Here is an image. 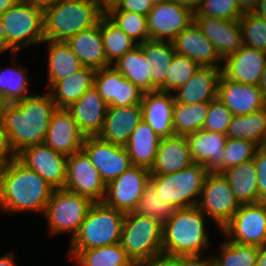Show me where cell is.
Here are the masks:
<instances>
[{
  "instance_id": "1",
  "label": "cell",
  "mask_w": 266,
  "mask_h": 266,
  "mask_svg": "<svg viewBox=\"0 0 266 266\" xmlns=\"http://www.w3.org/2000/svg\"><path fill=\"white\" fill-rule=\"evenodd\" d=\"M56 109L49 92L3 104L1 122L16 156L27 147L44 143L51 116Z\"/></svg>"
},
{
  "instance_id": "2",
  "label": "cell",
  "mask_w": 266,
  "mask_h": 266,
  "mask_svg": "<svg viewBox=\"0 0 266 266\" xmlns=\"http://www.w3.org/2000/svg\"><path fill=\"white\" fill-rule=\"evenodd\" d=\"M54 189L17 157L0 169V211L44 214Z\"/></svg>"
},
{
  "instance_id": "3",
  "label": "cell",
  "mask_w": 266,
  "mask_h": 266,
  "mask_svg": "<svg viewBox=\"0 0 266 266\" xmlns=\"http://www.w3.org/2000/svg\"><path fill=\"white\" fill-rule=\"evenodd\" d=\"M205 214L197 207L176 209L172 218L163 225V252L175 256L203 255L209 247Z\"/></svg>"
},
{
  "instance_id": "4",
  "label": "cell",
  "mask_w": 266,
  "mask_h": 266,
  "mask_svg": "<svg viewBox=\"0 0 266 266\" xmlns=\"http://www.w3.org/2000/svg\"><path fill=\"white\" fill-rule=\"evenodd\" d=\"M104 14L96 0H61L44 11L45 40L66 41L97 25Z\"/></svg>"
},
{
  "instance_id": "5",
  "label": "cell",
  "mask_w": 266,
  "mask_h": 266,
  "mask_svg": "<svg viewBox=\"0 0 266 266\" xmlns=\"http://www.w3.org/2000/svg\"><path fill=\"white\" fill-rule=\"evenodd\" d=\"M125 213L102 202H94L69 251H82L120 243Z\"/></svg>"
},
{
  "instance_id": "6",
  "label": "cell",
  "mask_w": 266,
  "mask_h": 266,
  "mask_svg": "<svg viewBox=\"0 0 266 266\" xmlns=\"http://www.w3.org/2000/svg\"><path fill=\"white\" fill-rule=\"evenodd\" d=\"M5 30V51L11 55L27 46L43 43L44 11L23 0H18L0 16Z\"/></svg>"
},
{
  "instance_id": "7",
  "label": "cell",
  "mask_w": 266,
  "mask_h": 266,
  "mask_svg": "<svg viewBox=\"0 0 266 266\" xmlns=\"http://www.w3.org/2000/svg\"><path fill=\"white\" fill-rule=\"evenodd\" d=\"M208 174L202 164L193 163L173 174L150 175L149 182L169 205L188 208L197 206Z\"/></svg>"
},
{
  "instance_id": "8",
  "label": "cell",
  "mask_w": 266,
  "mask_h": 266,
  "mask_svg": "<svg viewBox=\"0 0 266 266\" xmlns=\"http://www.w3.org/2000/svg\"><path fill=\"white\" fill-rule=\"evenodd\" d=\"M163 225L158 221L136 214L125 213L120 245L133 263L163 252Z\"/></svg>"
},
{
  "instance_id": "9",
  "label": "cell",
  "mask_w": 266,
  "mask_h": 266,
  "mask_svg": "<svg viewBox=\"0 0 266 266\" xmlns=\"http://www.w3.org/2000/svg\"><path fill=\"white\" fill-rule=\"evenodd\" d=\"M93 204L85 196L64 188L54 189L43 215L49 225L48 232L54 235L70 232L72 240Z\"/></svg>"
},
{
  "instance_id": "10",
  "label": "cell",
  "mask_w": 266,
  "mask_h": 266,
  "mask_svg": "<svg viewBox=\"0 0 266 266\" xmlns=\"http://www.w3.org/2000/svg\"><path fill=\"white\" fill-rule=\"evenodd\" d=\"M197 207L217 224L220 231L232 219L241 204L222 173H209Z\"/></svg>"
},
{
  "instance_id": "11",
  "label": "cell",
  "mask_w": 266,
  "mask_h": 266,
  "mask_svg": "<svg viewBox=\"0 0 266 266\" xmlns=\"http://www.w3.org/2000/svg\"><path fill=\"white\" fill-rule=\"evenodd\" d=\"M221 231L229 241L263 245L266 242V202L242 204Z\"/></svg>"
},
{
  "instance_id": "12",
  "label": "cell",
  "mask_w": 266,
  "mask_h": 266,
  "mask_svg": "<svg viewBox=\"0 0 266 266\" xmlns=\"http://www.w3.org/2000/svg\"><path fill=\"white\" fill-rule=\"evenodd\" d=\"M150 170L132 165L106 185L103 202L124 213L133 212L149 183Z\"/></svg>"
},
{
  "instance_id": "13",
  "label": "cell",
  "mask_w": 266,
  "mask_h": 266,
  "mask_svg": "<svg viewBox=\"0 0 266 266\" xmlns=\"http://www.w3.org/2000/svg\"><path fill=\"white\" fill-rule=\"evenodd\" d=\"M82 150L106 185L133 165L124 146L103 141L98 136L84 137Z\"/></svg>"
},
{
  "instance_id": "14",
  "label": "cell",
  "mask_w": 266,
  "mask_h": 266,
  "mask_svg": "<svg viewBox=\"0 0 266 266\" xmlns=\"http://www.w3.org/2000/svg\"><path fill=\"white\" fill-rule=\"evenodd\" d=\"M64 189L93 202H102L105 197L106 184L83 150L68 156Z\"/></svg>"
},
{
  "instance_id": "15",
  "label": "cell",
  "mask_w": 266,
  "mask_h": 266,
  "mask_svg": "<svg viewBox=\"0 0 266 266\" xmlns=\"http://www.w3.org/2000/svg\"><path fill=\"white\" fill-rule=\"evenodd\" d=\"M146 17L150 39L171 42L194 21V12L167 0L153 4Z\"/></svg>"
},
{
  "instance_id": "16",
  "label": "cell",
  "mask_w": 266,
  "mask_h": 266,
  "mask_svg": "<svg viewBox=\"0 0 266 266\" xmlns=\"http://www.w3.org/2000/svg\"><path fill=\"white\" fill-rule=\"evenodd\" d=\"M16 157L53 189L64 188L68 156L42 143L25 148Z\"/></svg>"
},
{
  "instance_id": "17",
  "label": "cell",
  "mask_w": 266,
  "mask_h": 266,
  "mask_svg": "<svg viewBox=\"0 0 266 266\" xmlns=\"http://www.w3.org/2000/svg\"><path fill=\"white\" fill-rule=\"evenodd\" d=\"M93 86L108 107H125L141 103L143 92L113 66L97 70Z\"/></svg>"
},
{
  "instance_id": "18",
  "label": "cell",
  "mask_w": 266,
  "mask_h": 266,
  "mask_svg": "<svg viewBox=\"0 0 266 266\" xmlns=\"http://www.w3.org/2000/svg\"><path fill=\"white\" fill-rule=\"evenodd\" d=\"M218 99L233 115H247L266 107V96L257 85H247L221 75Z\"/></svg>"
},
{
  "instance_id": "19",
  "label": "cell",
  "mask_w": 266,
  "mask_h": 266,
  "mask_svg": "<svg viewBox=\"0 0 266 266\" xmlns=\"http://www.w3.org/2000/svg\"><path fill=\"white\" fill-rule=\"evenodd\" d=\"M84 137L67 108H57L51 116L44 144L70 156L82 150Z\"/></svg>"
},
{
  "instance_id": "20",
  "label": "cell",
  "mask_w": 266,
  "mask_h": 266,
  "mask_svg": "<svg viewBox=\"0 0 266 266\" xmlns=\"http://www.w3.org/2000/svg\"><path fill=\"white\" fill-rule=\"evenodd\" d=\"M222 75L235 82L257 85L266 63V52L242 46L223 60Z\"/></svg>"
},
{
  "instance_id": "21",
  "label": "cell",
  "mask_w": 266,
  "mask_h": 266,
  "mask_svg": "<svg viewBox=\"0 0 266 266\" xmlns=\"http://www.w3.org/2000/svg\"><path fill=\"white\" fill-rule=\"evenodd\" d=\"M186 137L194 163L202 164L209 173L224 171L223 152L228 139L226 134L201 129Z\"/></svg>"
},
{
  "instance_id": "22",
  "label": "cell",
  "mask_w": 266,
  "mask_h": 266,
  "mask_svg": "<svg viewBox=\"0 0 266 266\" xmlns=\"http://www.w3.org/2000/svg\"><path fill=\"white\" fill-rule=\"evenodd\" d=\"M177 54L185 55L202 66L221 68L219 57L214 44L204 36L201 29L193 21L187 28L182 30L172 41Z\"/></svg>"
},
{
  "instance_id": "23",
  "label": "cell",
  "mask_w": 266,
  "mask_h": 266,
  "mask_svg": "<svg viewBox=\"0 0 266 266\" xmlns=\"http://www.w3.org/2000/svg\"><path fill=\"white\" fill-rule=\"evenodd\" d=\"M175 96L172 92L151 91L143 93L142 117L160 138L174 136L173 109Z\"/></svg>"
},
{
  "instance_id": "24",
  "label": "cell",
  "mask_w": 266,
  "mask_h": 266,
  "mask_svg": "<svg viewBox=\"0 0 266 266\" xmlns=\"http://www.w3.org/2000/svg\"><path fill=\"white\" fill-rule=\"evenodd\" d=\"M108 105L92 86L67 110L72 114L79 131L86 136H98L101 132Z\"/></svg>"
},
{
  "instance_id": "25",
  "label": "cell",
  "mask_w": 266,
  "mask_h": 266,
  "mask_svg": "<svg viewBox=\"0 0 266 266\" xmlns=\"http://www.w3.org/2000/svg\"><path fill=\"white\" fill-rule=\"evenodd\" d=\"M142 120L141 104L108 107L104 125L98 137L114 145L125 146L131 133Z\"/></svg>"
},
{
  "instance_id": "26",
  "label": "cell",
  "mask_w": 266,
  "mask_h": 266,
  "mask_svg": "<svg viewBox=\"0 0 266 266\" xmlns=\"http://www.w3.org/2000/svg\"><path fill=\"white\" fill-rule=\"evenodd\" d=\"M193 163L186 136L161 138L150 175L173 174Z\"/></svg>"
},
{
  "instance_id": "27",
  "label": "cell",
  "mask_w": 266,
  "mask_h": 266,
  "mask_svg": "<svg viewBox=\"0 0 266 266\" xmlns=\"http://www.w3.org/2000/svg\"><path fill=\"white\" fill-rule=\"evenodd\" d=\"M222 69L202 66L192 78L176 90L175 101L187 104L210 102L218 98V83Z\"/></svg>"
},
{
  "instance_id": "28",
  "label": "cell",
  "mask_w": 266,
  "mask_h": 266,
  "mask_svg": "<svg viewBox=\"0 0 266 266\" xmlns=\"http://www.w3.org/2000/svg\"><path fill=\"white\" fill-rule=\"evenodd\" d=\"M66 43L80 59L83 67L95 71L111 66L107 60L100 32V20L94 27L69 37Z\"/></svg>"
},
{
  "instance_id": "29",
  "label": "cell",
  "mask_w": 266,
  "mask_h": 266,
  "mask_svg": "<svg viewBox=\"0 0 266 266\" xmlns=\"http://www.w3.org/2000/svg\"><path fill=\"white\" fill-rule=\"evenodd\" d=\"M161 138L150 125L142 120L131 133L124 146L132 164L151 170Z\"/></svg>"
},
{
  "instance_id": "30",
  "label": "cell",
  "mask_w": 266,
  "mask_h": 266,
  "mask_svg": "<svg viewBox=\"0 0 266 266\" xmlns=\"http://www.w3.org/2000/svg\"><path fill=\"white\" fill-rule=\"evenodd\" d=\"M95 70L83 67L67 78L58 80L49 89L57 108H68L94 84Z\"/></svg>"
},
{
  "instance_id": "31",
  "label": "cell",
  "mask_w": 266,
  "mask_h": 266,
  "mask_svg": "<svg viewBox=\"0 0 266 266\" xmlns=\"http://www.w3.org/2000/svg\"><path fill=\"white\" fill-rule=\"evenodd\" d=\"M127 80H130L143 93L157 91L151 79L150 67L139 45L126 52L112 64Z\"/></svg>"
},
{
  "instance_id": "32",
  "label": "cell",
  "mask_w": 266,
  "mask_h": 266,
  "mask_svg": "<svg viewBox=\"0 0 266 266\" xmlns=\"http://www.w3.org/2000/svg\"><path fill=\"white\" fill-rule=\"evenodd\" d=\"M222 174L241 205L258 203V178L253 159L226 169Z\"/></svg>"
},
{
  "instance_id": "33",
  "label": "cell",
  "mask_w": 266,
  "mask_h": 266,
  "mask_svg": "<svg viewBox=\"0 0 266 266\" xmlns=\"http://www.w3.org/2000/svg\"><path fill=\"white\" fill-rule=\"evenodd\" d=\"M48 42V87L58 80L67 78L83 68L80 59L66 41L44 40Z\"/></svg>"
},
{
  "instance_id": "34",
  "label": "cell",
  "mask_w": 266,
  "mask_h": 266,
  "mask_svg": "<svg viewBox=\"0 0 266 266\" xmlns=\"http://www.w3.org/2000/svg\"><path fill=\"white\" fill-rule=\"evenodd\" d=\"M226 136L266 146V107L247 115H233Z\"/></svg>"
},
{
  "instance_id": "35",
  "label": "cell",
  "mask_w": 266,
  "mask_h": 266,
  "mask_svg": "<svg viewBox=\"0 0 266 266\" xmlns=\"http://www.w3.org/2000/svg\"><path fill=\"white\" fill-rule=\"evenodd\" d=\"M138 45L152 65L150 67L152 83L159 89L165 83L167 69L176 53L172 42L149 39Z\"/></svg>"
},
{
  "instance_id": "36",
  "label": "cell",
  "mask_w": 266,
  "mask_h": 266,
  "mask_svg": "<svg viewBox=\"0 0 266 266\" xmlns=\"http://www.w3.org/2000/svg\"><path fill=\"white\" fill-rule=\"evenodd\" d=\"M79 266H133L120 243L82 251H69Z\"/></svg>"
},
{
  "instance_id": "37",
  "label": "cell",
  "mask_w": 266,
  "mask_h": 266,
  "mask_svg": "<svg viewBox=\"0 0 266 266\" xmlns=\"http://www.w3.org/2000/svg\"><path fill=\"white\" fill-rule=\"evenodd\" d=\"M209 102L187 104L175 101L173 130L177 136H187L203 129L208 114Z\"/></svg>"
},
{
  "instance_id": "38",
  "label": "cell",
  "mask_w": 266,
  "mask_h": 266,
  "mask_svg": "<svg viewBox=\"0 0 266 266\" xmlns=\"http://www.w3.org/2000/svg\"><path fill=\"white\" fill-rule=\"evenodd\" d=\"M100 32L106 60L110 65L138 45L105 14L100 18Z\"/></svg>"
},
{
  "instance_id": "39",
  "label": "cell",
  "mask_w": 266,
  "mask_h": 266,
  "mask_svg": "<svg viewBox=\"0 0 266 266\" xmlns=\"http://www.w3.org/2000/svg\"><path fill=\"white\" fill-rule=\"evenodd\" d=\"M8 67L5 70L0 69V99L3 104H11L24 100L31 94H28L27 68L23 66Z\"/></svg>"
},
{
  "instance_id": "40",
  "label": "cell",
  "mask_w": 266,
  "mask_h": 266,
  "mask_svg": "<svg viewBox=\"0 0 266 266\" xmlns=\"http://www.w3.org/2000/svg\"><path fill=\"white\" fill-rule=\"evenodd\" d=\"M220 255L212 256L214 266H256L259 246L224 241Z\"/></svg>"
},
{
  "instance_id": "41",
  "label": "cell",
  "mask_w": 266,
  "mask_h": 266,
  "mask_svg": "<svg viewBox=\"0 0 266 266\" xmlns=\"http://www.w3.org/2000/svg\"><path fill=\"white\" fill-rule=\"evenodd\" d=\"M175 211L176 208L169 205L160 194H157L150 182L145 186L143 195L134 210L136 214L150 217L161 225H165L172 218Z\"/></svg>"
},
{
  "instance_id": "42",
  "label": "cell",
  "mask_w": 266,
  "mask_h": 266,
  "mask_svg": "<svg viewBox=\"0 0 266 266\" xmlns=\"http://www.w3.org/2000/svg\"><path fill=\"white\" fill-rule=\"evenodd\" d=\"M105 15L135 43L140 44L150 39L146 16L128 11H106Z\"/></svg>"
},
{
  "instance_id": "43",
  "label": "cell",
  "mask_w": 266,
  "mask_h": 266,
  "mask_svg": "<svg viewBox=\"0 0 266 266\" xmlns=\"http://www.w3.org/2000/svg\"><path fill=\"white\" fill-rule=\"evenodd\" d=\"M199 67L200 66L189 57L175 53L167 69L165 83L158 90L164 92L172 91L175 93L177 89L192 78Z\"/></svg>"
},
{
  "instance_id": "44",
  "label": "cell",
  "mask_w": 266,
  "mask_h": 266,
  "mask_svg": "<svg viewBox=\"0 0 266 266\" xmlns=\"http://www.w3.org/2000/svg\"><path fill=\"white\" fill-rule=\"evenodd\" d=\"M243 45L266 52V20L254 12L239 18Z\"/></svg>"
},
{
  "instance_id": "45",
  "label": "cell",
  "mask_w": 266,
  "mask_h": 266,
  "mask_svg": "<svg viewBox=\"0 0 266 266\" xmlns=\"http://www.w3.org/2000/svg\"><path fill=\"white\" fill-rule=\"evenodd\" d=\"M258 145L251 140L228 138L224 152V170L254 158Z\"/></svg>"
},
{
  "instance_id": "46",
  "label": "cell",
  "mask_w": 266,
  "mask_h": 266,
  "mask_svg": "<svg viewBox=\"0 0 266 266\" xmlns=\"http://www.w3.org/2000/svg\"><path fill=\"white\" fill-rule=\"evenodd\" d=\"M243 15L238 0H202L194 16H210L222 20H239Z\"/></svg>"
},
{
  "instance_id": "47",
  "label": "cell",
  "mask_w": 266,
  "mask_h": 266,
  "mask_svg": "<svg viewBox=\"0 0 266 266\" xmlns=\"http://www.w3.org/2000/svg\"><path fill=\"white\" fill-rule=\"evenodd\" d=\"M243 46L242 31L239 20H222L221 44L215 49L224 60Z\"/></svg>"
},
{
  "instance_id": "48",
  "label": "cell",
  "mask_w": 266,
  "mask_h": 266,
  "mask_svg": "<svg viewBox=\"0 0 266 266\" xmlns=\"http://www.w3.org/2000/svg\"><path fill=\"white\" fill-rule=\"evenodd\" d=\"M232 117L231 111L218 98L210 101L203 130L226 134Z\"/></svg>"
},
{
  "instance_id": "49",
  "label": "cell",
  "mask_w": 266,
  "mask_h": 266,
  "mask_svg": "<svg viewBox=\"0 0 266 266\" xmlns=\"http://www.w3.org/2000/svg\"><path fill=\"white\" fill-rule=\"evenodd\" d=\"M194 22L201 29L204 36L214 44L216 49L221 44L222 19L210 16H194Z\"/></svg>"
},
{
  "instance_id": "50",
  "label": "cell",
  "mask_w": 266,
  "mask_h": 266,
  "mask_svg": "<svg viewBox=\"0 0 266 266\" xmlns=\"http://www.w3.org/2000/svg\"><path fill=\"white\" fill-rule=\"evenodd\" d=\"M258 178V203L266 202V146H260L253 158Z\"/></svg>"
},
{
  "instance_id": "51",
  "label": "cell",
  "mask_w": 266,
  "mask_h": 266,
  "mask_svg": "<svg viewBox=\"0 0 266 266\" xmlns=\"http://www.w3.org/2000/svg\"><path fill=\"white\" fill-rule=\"evenodd\" d=\"M152 7L153 4L150 0H120L107 11H128L147 16Z\"/></svg>"
},
{
  "instance_id": "52",
  "label": "cell",
  "mask_w": 266,
  "mask_h": 266,
  "mask_svg": "<svg viewBox=\"0 0 266 266\" xmlns=\"http://www.w3.org/2000/svg\"><path fill=\"white\" fill-rule=\"evenodd\" d=\"M133 266H178V256L161 252L148 259L135 262Z\"/></svg>"
},
{
  "instance_id": "53",
  "label": "cell",
  "mask_w": 266,
  "mask_h": 266,
  "mask_svg": "<svg viewBox=\"0 0 266 266\" xmlns=\"http://www.w3.org/2000/svg\"><path fill=\"white\" fill-rule=\"evenodd\" d=\"M15 157L16 155L10 148L0 119V169L7 166Z\"/></svg>"
},
{
  "instance_id": "54",
  "label": "cell",
  "mask_w": 266,
  "mask_h": 266,
  "mask_svg": "<svg viewBox=\"0 0 266 266\" xmlns=\"http://www.w3.org/2000/svg\"><path fill=\"white\" fill-rule=\"evenodd\" d=\"M202 255L178 256V266H214L212 257Z\"/></svg>"
},
{
  "instance_id": "55",
  "label": "cell",
  "mask_w": 266,
  "mask_h": 266,
  "mask_svg": "<svg viewBox=\"0 0 266 266\" xmlns=\"http://www.w3.org/2000/svg\"><path fill=\"white\" fill-rule=\"evenodd\" d=\"M240 11L244 13L254 12L259 4V0H238Z\"/></svg>"
},
{
  "instance_id": "56",
  "label": "cell",
  "mask_w": 266,
  "mask_h": 266,
  "mask_svg": "<svg viewBox=\"0 0 266 266\" xmlns=\"http://www.w3.org/2000/svg\"><path fill=\"white\" fill-rule=\"evenodd\" d=\"M23 1L28 2L34 7L45 11L47 8L52 7L53 5H56L61 0H23Z\"/></svg>"
},
{
  "instance_id": "57",
  "label": "cell",
  "mask_w": 266,
  "mask_h": 266,
  "mask_svg": "<svg viewBox=\"0 0 266 266\" xmlns=\"http://www.w3.org/2000/svg\"><path fill=\"white\" fill-rule=\"evenodd\" d=\"M170 1H172L178 5H182L184 7H187L192 12L195 13L202 0H170Z\"/></svg>"
},
{
  "instance_id": "58",
  "label": "cell",
  "mask_w": 266,
  "mask_h": 266,
  "mask_svg": "<svg viewBox=\"0 0 266 266\" xmlns=\"http://www.w3.org/2000/svg\"><path fill=\"white\" fill-rule=\"evenodd\" d=\"M256 266H266V242L263 245L259 246V254Z\"/></svg>"
},
{
  "instance_id": "59",
  "label": "cell",
  "mask_w": 266,
  "mask_h": 266,
  "mask_svg": "<svg viewBox=\"0 0 266 266\" xmlns=\"http://www.w3.org/2000/svg\"><path fill=\"white\" fill-rule=\"evenodd\" d=\"M14 254H7L0 257V266H17L14 259Z\"/></svg>"
},
{
  "instance_id": "60",
  "label": "cell",
  "mask_w": 266,
  "mask_h": 266,
  "mask_svg": "<svg viewBox=\"0 0 266 266\" xmlns=\"http://www.w3.org/2000/svg\"><path fill=\"white\" fill-rule=\"evenodd\" d=\"M100 8L106 12L110 7L115 6L120 0H96Z\"/></svg>"
},
{
  "instance_id": "61",
  "label": "cell",
  "mask_w": 266,
  "mask_h": 266,
  "mask_svg": "<svg viewBox=\"0 0 266 266\" xmlns=\"http://www.w3.org/2000/svg\"><path fill=\"white\" fill-rule=\"evenodd\" d=\"M18 0H0V16L10 9Z\"/></svg>"
},
{
  "instance_id": "62",
  "label": "cell",
  "mask_w": 266,
  "mask_h": 266,
  "mask_svg": "<svg viewBox=\"0 0 266 266\" xmlns=\"http://www.w3.org/2000/svg\"><path fill=\"white\" fill-rule=\"evenodd\" d=\"M254 13L266 20V0H259L258 7Z\"/></svg>"
},
{
  "instance_id": "63",
  "label": "cell",
  "mask_w": 266,
  "mask_h": 266,
  "mask_svg": "<svg viewBox=\"0 0 266 266\" xmlns=\"http://www.w3.org/2000/svg\"><path fill=\"white\" fill-rule=\"evenodd\" d=\"M258 87L261 92L266 96V63Z\"/></svg>"
},
{
  "instance_id": "64",
  "label": "cell",
  "mask_w": 266,
  "mask_h": 266,
  "mask_svg": "<svg viewBox=\"0 0 266 266\" xmlns=\"http://www.w3.org/2000/svg\"><path fill=\"white\" fill-rule=\"evenodd\" d=\"M5 51V30L0 19V54Z\"/></svg>"
},
{
  "instance_id": "65",
  "label": "cell",
  "mask_w": 266,
  "mask_h": 266,
  "mask_svg": "<svg viewBox=\"0 0 266 266\" xmlns=\"http://www.w3.org/2000/svg\"><path fill=\"white\" fill-rule=\"evenodd\" d=\"M152 2V4H157V3H161L167 0H150Z\"/></svg>"
},
{
  "instance_id": "66",
  "label": "cell",
  "mask_w": 266,
  "mask_h": 266,
  "mask_svg": "<svg viewBox=\"0 0 266 266\" xmlns=\"http://www.w3.org/2000/svg\"><path fill=\"white\" fill-rule=\"evenodd\" d=\"M2 106H3V102L0 99V119H1V113H2Z\"/></svg>"
}]
</instances>
